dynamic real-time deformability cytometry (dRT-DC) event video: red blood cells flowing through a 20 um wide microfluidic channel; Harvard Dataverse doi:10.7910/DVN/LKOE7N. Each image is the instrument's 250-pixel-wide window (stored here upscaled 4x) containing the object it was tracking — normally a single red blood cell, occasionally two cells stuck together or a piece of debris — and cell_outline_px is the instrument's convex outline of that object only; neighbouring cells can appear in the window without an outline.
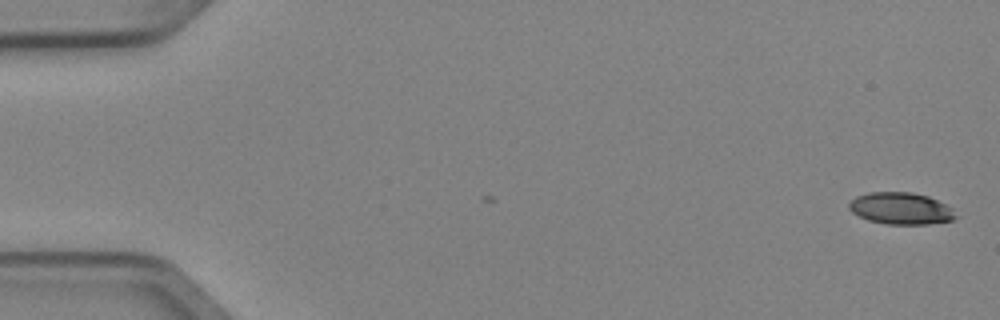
{"species": "Egyptian fruit bat (a non-hibernating species)", "species_latin": "Rousettus aegyptiacus", "temperature_condition": "cold", "stored_images_in_passage": 5, "camera_frame_rate_fps": 3000, "um_per_image_px": 0.085, "animal": {"sex": "female"}, "frame": {"image": 1, "passage_image": 1, "time_ms": 0.0, "image_size_px": [1000, 320], "cell_outline_px": [[956, 216], [952, 220], [928, 224], [888, 224], [868, 220], [852, 212], [848, 208], [848, 204], [856, 196], [868, 192], [912, 192], [928, 196], [952, 208]], "centroid_in_image_um": [76.55, 17.71], "position_along_channel_um": 8.5, "area_um2": 19.65}}
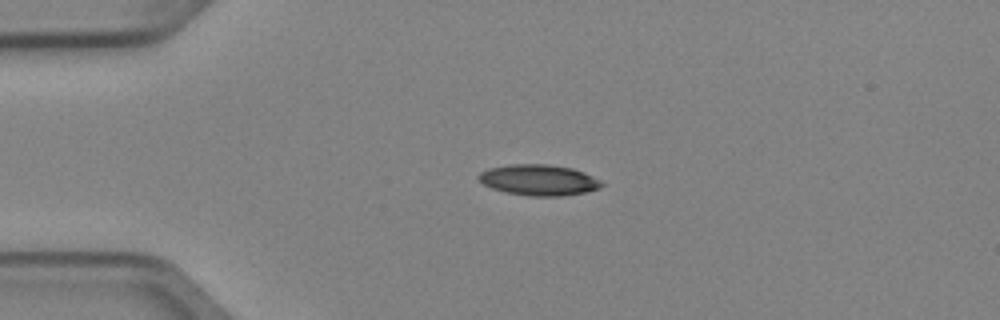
{"frame": {"image": 2, "passage_image": 4, "time_ms": 1.0, "image_size_px": [1000, 320], "cell_outline_px": [[604, 184], [600, 188], [588, 192], [560, 196], [528, 196], [504, 192], [492, 188], [484, 184], [476, 176], [480, 172], [488, 168], [508, 164], [548, 164], [572, 168], [584, 172], [600, 180]], "centroid_in_image_um": [45.79, 15.3], "position_along_channel_um": 39.2, "area_um2": 22.31}}